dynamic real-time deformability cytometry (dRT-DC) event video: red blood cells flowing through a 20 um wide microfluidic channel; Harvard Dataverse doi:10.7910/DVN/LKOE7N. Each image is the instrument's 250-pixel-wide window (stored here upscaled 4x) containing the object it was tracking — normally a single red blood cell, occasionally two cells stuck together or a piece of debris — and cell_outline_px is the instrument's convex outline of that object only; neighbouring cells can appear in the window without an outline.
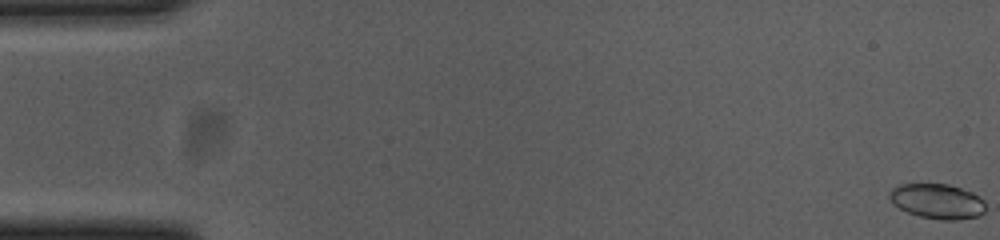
{"species": "common noctule bat (a hibernating species)", "species_latin": "Nyctalus noctula", "temperature_condition": "cold", "stored_images_in_passage": 53, "camera_frame_rate_fps": 3000, "um_per_image_px": 0.085, "animal": {"sex": "female", "body_mass_g": 23.0, "forearm_length_mm": 53.4}, "frame": {"image": 1, "passage_image": 1, "time_ms": 0.0, "image_size_px": [1000, 240], "cell_outline_px": [[984, 212], [980, 216], [960, 220], [940, 220], [920, 216], [908, 212], [892, 204], [888, 200], [888, 192], [896, 184], [948, 184], [972, 192], [980, 196], [984, 200]], "centroid_in_image_um": [79.65, 17.11], "position_along_channel_um": 5.4, "area_um2": 19.88}}
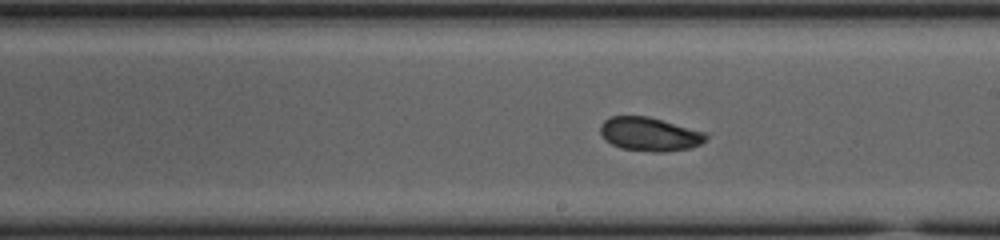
{"frame": {"image": 2, "passage_image": 32, "time_ms": 10.333, "image_size_px": [1000, 240], "cell_outline_px": [[708, 136], [700, 144], [688, 148], [664, 152], [652, 152], [620, 148], [612, 144], [600, 132], [600, 124], [604, 120], [612, 116], [648, 116], [704, 132]], "centroid_in_image_um": [55.19, 11.4], "position_along_channel_um": 233.8, "area_um2": 20.46}}
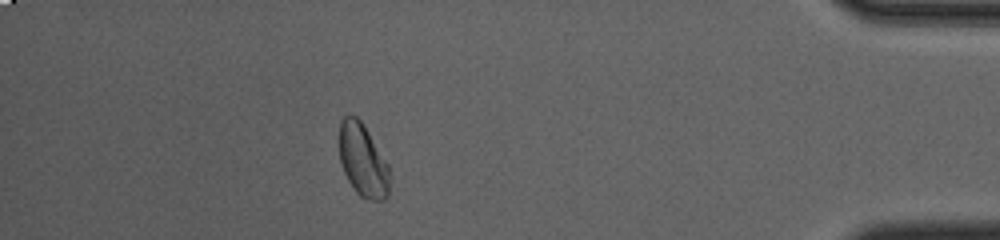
{"frame": {"image": 3, "passage_image": 50, "time_ms": 16.333, "image_size_px": [1000, 240], "cell_outline_px": [[388, 196], [384, 200], [372, 200], [360, 196], [356, 192], [348, 180], [344, 172], [340, 160], [340, 120], [348, 112], [356, 116], [360, 120], [368, 132], [388, 164]], "centroid_in_image_um": [30.82, 13.6], "position_along_channel_um": 404.4, "area_um2": 21.1}, "authors_computed_cell_mechanics": {"area_um2": 20.4034, "velocity_mm_per_s": 3.6798, "shape_relaxation_time_tau1_ms": null, "shape_relaxation_time_tau2_ms": 1.5417, "deformation_change_tau1": null, "deformation_change_tau2": 0.0539}}